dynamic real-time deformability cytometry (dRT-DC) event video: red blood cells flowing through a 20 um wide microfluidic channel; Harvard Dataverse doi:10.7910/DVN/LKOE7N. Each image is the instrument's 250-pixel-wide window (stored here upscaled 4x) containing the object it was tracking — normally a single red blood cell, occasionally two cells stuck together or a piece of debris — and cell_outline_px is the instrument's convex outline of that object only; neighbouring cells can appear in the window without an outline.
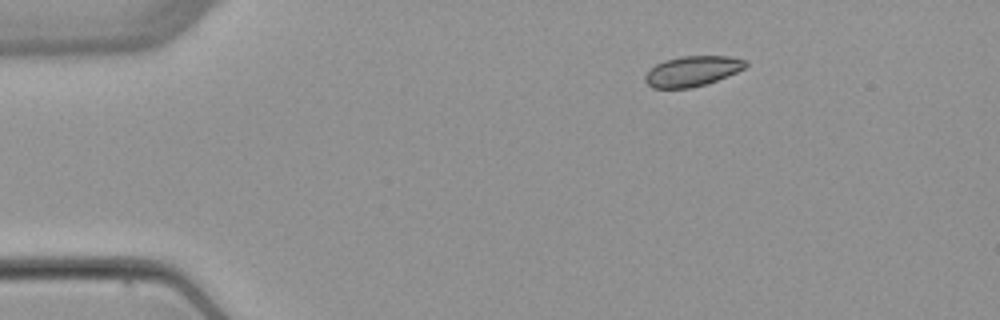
{"species": "common noctule bat (a hibernating species)", "species_latin": "Nyctalus noctula", "temperature_condition": "warm", "stored_images_in_passage": 2, "camera_frame_rate_fps": 3000, "um_per_image_px": 0.085, "animal": {"sex": "female", "body_mass_g": 22.7, "forearm_length_mm": 54.2}, "frame": {"image": 1, "passage_image": 1, "time_ms": 0.0, "image_size_px": [1000, 320], "cell_outline_px": [[748, 64], [744, 68], [736, 72], [708, 84], [692, 88], [652, 88], [644, 80], [644, 76], [656, 64], [664, 60], [680, 56], [728, 56], [748, 60]], "centroid_in_image_um": [58.86, 6.05], "position_along_channel_um": 26.1, "area_um2": 17.8}}